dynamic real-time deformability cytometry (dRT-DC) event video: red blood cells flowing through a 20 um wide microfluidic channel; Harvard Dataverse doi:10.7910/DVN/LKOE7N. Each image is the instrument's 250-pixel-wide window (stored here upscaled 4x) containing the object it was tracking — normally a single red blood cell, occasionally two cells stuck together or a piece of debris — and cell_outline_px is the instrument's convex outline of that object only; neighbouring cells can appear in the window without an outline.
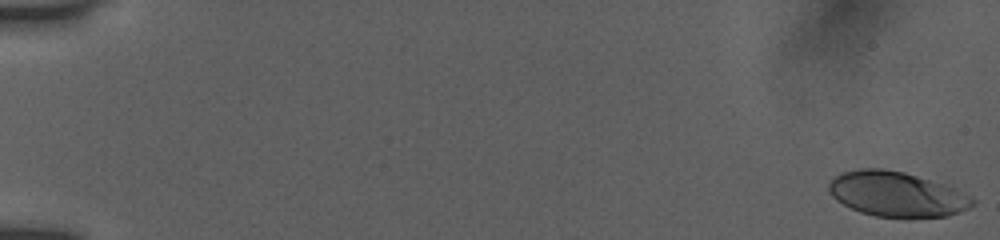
{"species": "human", "species_latin": "Homo sapiens", "temperature_condition": "room temperature", "stored_images_in_passage": 53, "camera_frame_rate_fps": 3000, "um_per_image_px": 0.085, "donor": {"sex": "female"}, "frame": {"image": 1, "passage_image": 1, "time_ms": 0.0, "image_size_px": [1000, 240], "cell_outline_px": [[976, 204], [960, 212], [948, 216], [908, 220], [876, 216], [860, 212], [836, 200], [828, 192], [828, 184], [836, 176], [844, 172], [860, 168], [884, 168], [904, 172], [944, 184], [956, 188], [972, 196], [976, 200]], "centroid_in_image_um": [76.28, 16.54], "position_along_channel_um": 8.7, "area_um2": 38.49}}
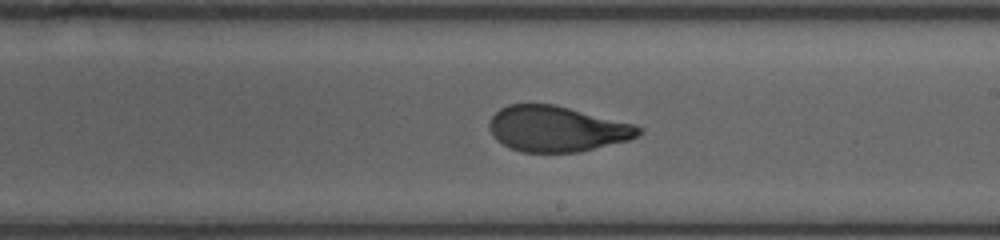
{"frame": {"image": 2, "passage_image": 33, "time_ms": 10.667, "image_size_px": [1000, 240], "cell_outline_px": [[644, 132], [628, 140], [580, 152], [520, 152], [508, 148], [496, 140], [488, 128], [488, 124], [492, 116], [500, 108], [508, 104], [552, 104], [636, 124], [644, 128]], "centroid_in_image_um": [47.32, 10.96], "position_along_channel_um": 241.7, "area_um2": 39.88}}
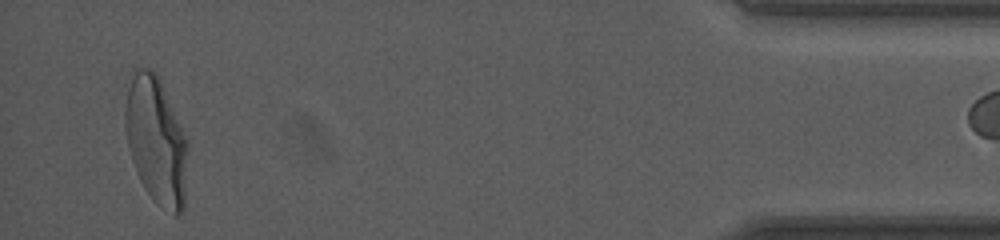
{"frame": {"image": 3, "passage_image": 52, "time_ms": 17.0, "image_size_px": [1000, 240], "cell_outline_px": [[188, 148], [184, 208], [176, 216], [160, 208], [152, 200], [144, 188], [136, 172], [128, 148], [124, 124], [124, 112], [128, 92], [136, 68], [148, 68], [156, 72], [160, 76], [188, 140]], "centroid_in_image_um": [13.3, 11.98], "position_along_channel_um": 421.9, "area_um2": 46.99}}